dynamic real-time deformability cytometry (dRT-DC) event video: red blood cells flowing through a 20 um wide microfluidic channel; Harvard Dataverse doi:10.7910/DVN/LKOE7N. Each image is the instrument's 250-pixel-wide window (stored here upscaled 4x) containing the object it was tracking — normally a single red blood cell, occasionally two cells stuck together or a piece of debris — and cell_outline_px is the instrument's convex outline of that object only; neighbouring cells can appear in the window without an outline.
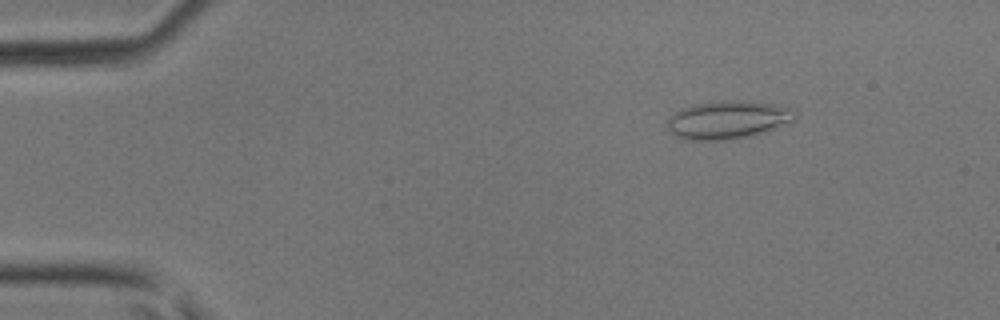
{"species": "common noctule bat (a hibernating species)", "species_latin": "Nyctalus noctula", "temperature_condition": "room temperature", "stored_images_in_passage": 47, "camera_frame_rate_fps": 3000, "um_per_image_px": 0.085, "animal": {"sex": "male", "body_mass_g": 17.9, "forearm_length_mm": 54.2}, "frame": {"image": 1, "passage_image": 7, "time_ms": 2.0, "image_size_px": [1000, 320], "cell_outline_px": [[796, 116], [792, 120], [752, 136], [732, 140], [684, 140], [668, 132], [668, 120], [680, 108], [692, 104], [720, 100], [744, 100], [772, 104], [792, 108], [796, 112]], "centroid_in_image_um": [61.81, 10.18], "position_along_channel_um": 23.2, "area_um2": 28.44}}
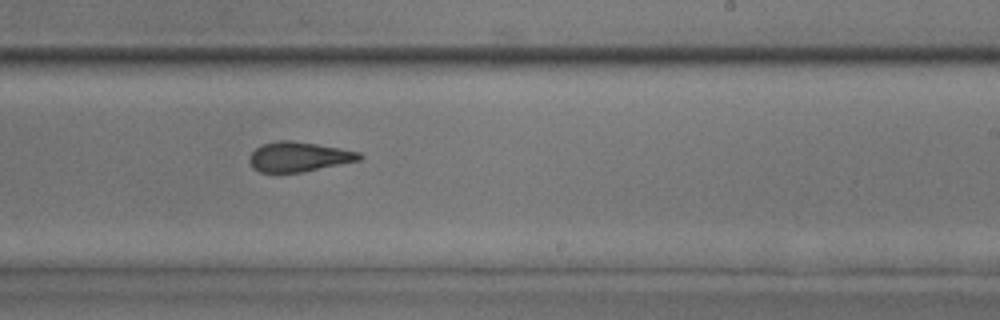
{"frame": {"image": 2, "passage_image": 29, "time_ms": 9.333, "image_size_px": [1000, 320], "cell_outline_px": [[364, 156], [360, 160], [300, 172], [260, 172], [252, 168], [248, 160], [248, 156], [260, 144], [276, 140], [292, 140], [340, 148], [360, 152]], "centroid_in_image_um": [25.35, 13.31], "position_along_channel_um": 263.7, "area_um2": 19.13}}
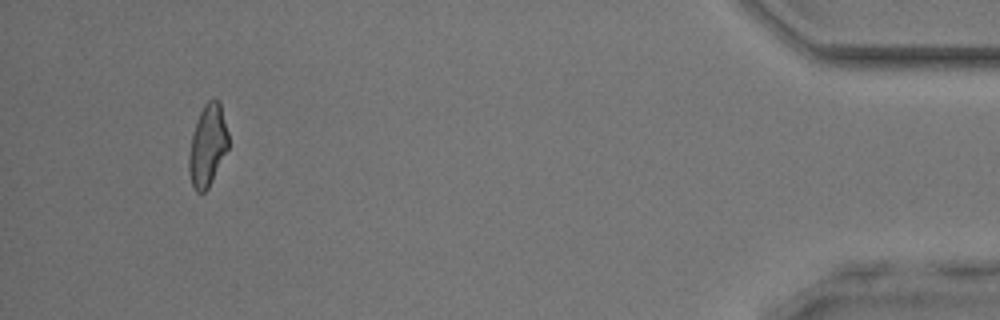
{"frame": {"image": 3, "passage_image": 44, "time_ms": 14.333, "image_size_px": [1000, 320], "cell_outline_px": [[228, 148], [208, 188], [204, 192], [196, 192], [192, 184], [188, 172], [188, 156], [192, 132], [196, 120], [204, 104], [212, 96], [216, 96], [220, 100], [228, 132]], "centroid_in_image_um": [17.64, 12.3], "position_along_channel_um": 417.6, "area_um2": 19.07}}